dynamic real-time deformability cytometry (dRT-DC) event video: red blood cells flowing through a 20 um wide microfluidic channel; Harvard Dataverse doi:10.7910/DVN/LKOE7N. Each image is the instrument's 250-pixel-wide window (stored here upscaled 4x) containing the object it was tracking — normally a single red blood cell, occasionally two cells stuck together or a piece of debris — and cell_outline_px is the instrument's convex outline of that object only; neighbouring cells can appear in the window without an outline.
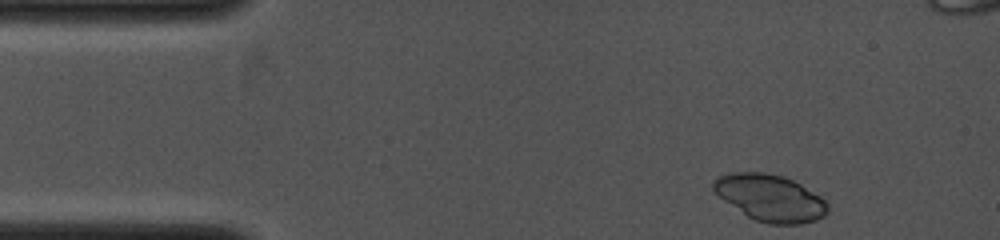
{"species": "common noctule bat (a hibernating species)", "species_latin": "Nyctalus noctula", "temperature_condition": "cold", "stored_images_in_passage": 10, "camera_frame_rate_fps": 4000, "um_per_image_px": 0.085, "animal": {"sex": "female", "body_mass_g": 19.0, "forearm_length_mm": 53.3}, "frame": {"image": 1, "passage_image": 1, "time_ms": 0.0, "image_size_px": [1000, 240], "cell_outline_px": [[828, 212], [824, 216], [816, 220], [800, 224], [768, 224], [756, 220], [748, 216], [724, 200], [712, 188], [712, 180], [728, 172], [764, 172], [784, 176], [800, 184], [820, 196], [828, 204]], "centroid_in_image_um": [65.47, 16.81], "position_along_channel_um": 19.5, "area_um2": 30.92}}